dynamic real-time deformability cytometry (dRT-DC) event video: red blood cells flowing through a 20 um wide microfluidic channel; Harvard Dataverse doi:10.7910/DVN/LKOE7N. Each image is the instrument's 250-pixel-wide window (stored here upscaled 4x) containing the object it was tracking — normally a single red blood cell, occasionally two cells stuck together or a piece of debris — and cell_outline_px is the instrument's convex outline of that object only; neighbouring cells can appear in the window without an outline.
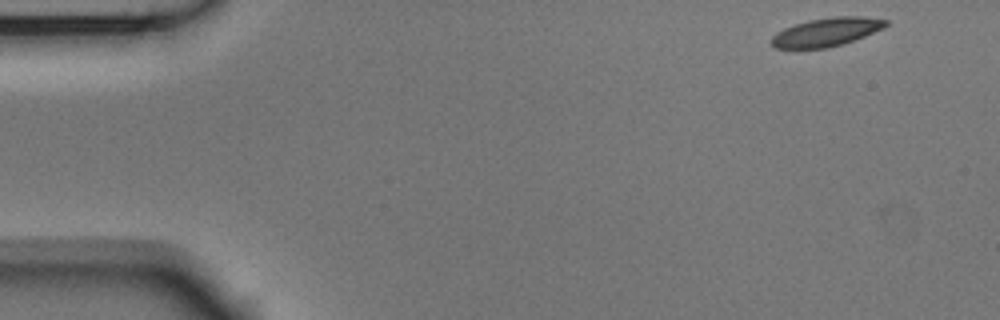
{"species": "Egyptian fruit bat (a non-hibernating species)", "species_latin": "Rousettus aegyptiacus", "temperature_condition": "room temperature", "stored_images_in_passage": 51, "camera_frame_rate_fps": 3000, "um_per_image_px": 0.085, "animal": {"sex": "male"}, "frame": {"image": 1, "passage_image": 1, "time_ms": 0.0, "image_size_px": [1000, 320], "cell_outline_px": [[888, 24], [884, 28], [844, 44], [828, 48], [776, 48], [772, 44], [772, 36], [776, 32], [784, 28], [808, 20], [832, 16], [864, 16], [888, 20]], "centroid_in_image_um": [70.28, 2.71], "position_along_channel_um": 14.7, "area_um2": 19.02}}
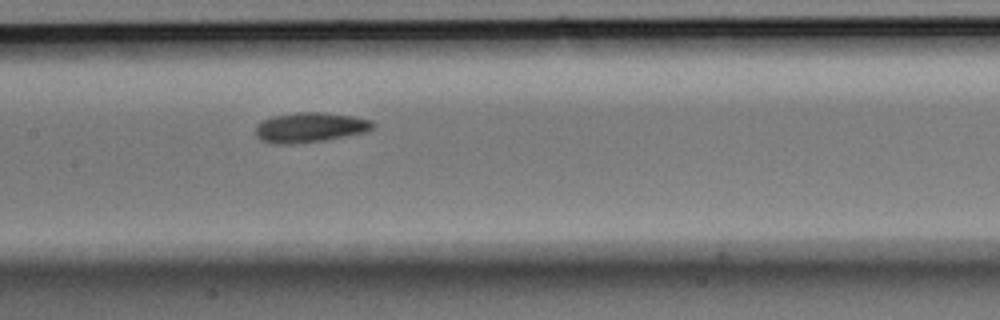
{"frame": {"image": 2, "passage_image": 23, "time_ms": 7.333, "image_size_px": [1000, 320], "cell_outline_px": [[376, 124], [372, 128], [364, 132], [324, 140], [288, 144], [284, 144], [264, 140], [256, 136], [256, 124], [272, 116], [296, 112], [324, 112], [352, 116], [372, 120]], "centroid_in_image_um": [26.37, 10.8], "position_along_channel_um": 181.0, "area_um2": 20.11}}
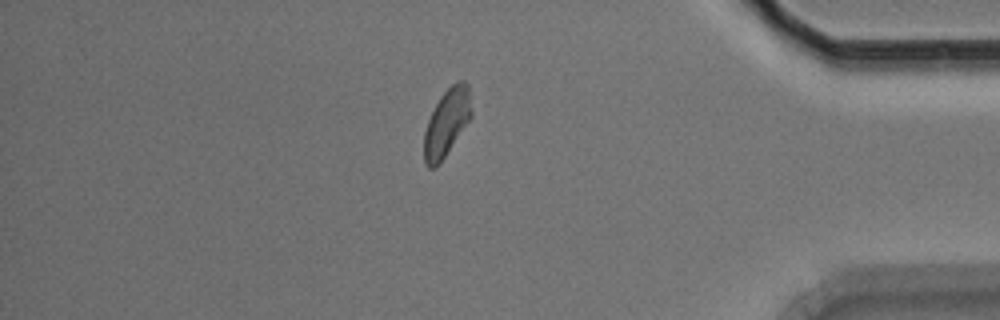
{"frame": {"image": 3, "passage_image": 43, "time_ms": 14.0, "image_size_px": [1000, 320], "cell_outline_px": [[472, 116], [436, 168], [428, 168], [424, 160], [424, 132], [428, 120], [440, 96], [456, 80], [464, 80], [468, 84], [472, 112]], "centroid_in_image_um": [37.97, 10.4], "position_along_channel_um": 397.2, "area_um2": 18.38}}